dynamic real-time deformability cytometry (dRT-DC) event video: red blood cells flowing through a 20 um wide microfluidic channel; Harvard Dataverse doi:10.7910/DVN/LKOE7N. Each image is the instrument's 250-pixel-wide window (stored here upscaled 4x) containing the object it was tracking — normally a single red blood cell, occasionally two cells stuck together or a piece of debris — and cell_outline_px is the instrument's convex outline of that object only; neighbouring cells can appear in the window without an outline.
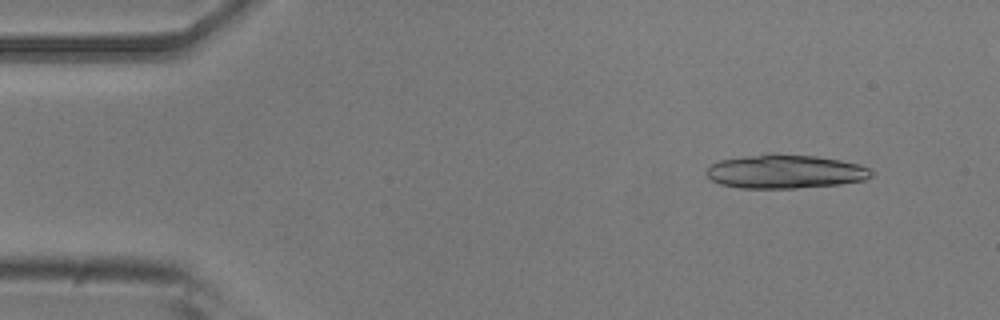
{"species": "common noctule bat (a hibernating species)", "species_latin": "Nyctalus noctula", "temperature_condition": "room temperature", "stored_images_in_passage": 11, "camera_frame_rate_fps": 3000, "um_per_image_px": 0.085, "animal": {"sex": "male", "body_mass_g": 20.5, "forearm_length_mm": 52.5}, "frame": {"image": 1, "passage_image": 4, "time_ms": 1.0, "image_size_px": [1000, 320], "cell_outline_px": [[872, 176], [864, 180], [840, 184], [796, 188], [740, 188], [720, 184], [712, 180], [704, 172], [712, 164], [720, 160], [768, 152], [776, 152], [816, 156], [840, 160], [856, 164], [868, 168], [872, 172]], "centroid_in_image_um": [66.71, 14.56], "position_along_channel_um": 18.3, "area_um2": 32.71}}